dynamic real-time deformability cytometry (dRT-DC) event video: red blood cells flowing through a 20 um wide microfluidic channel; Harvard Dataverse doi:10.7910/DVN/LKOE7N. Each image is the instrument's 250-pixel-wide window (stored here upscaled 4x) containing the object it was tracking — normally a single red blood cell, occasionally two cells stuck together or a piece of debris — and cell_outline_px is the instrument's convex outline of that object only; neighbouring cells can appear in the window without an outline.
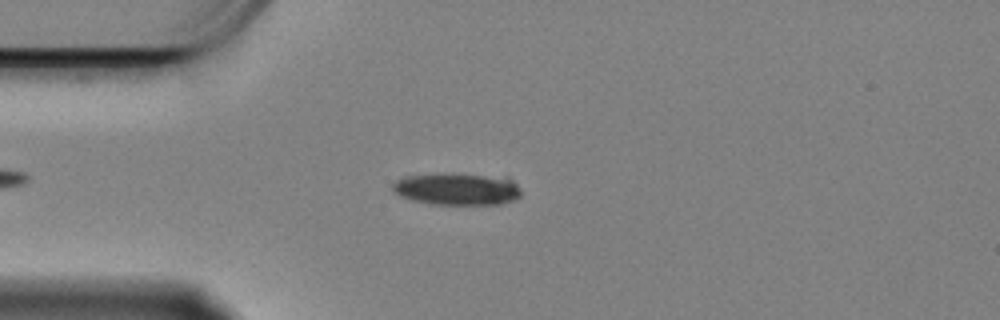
{"species": "Egyptian fruit bat (a non-hibernating species)", "species_latin": "Rousettus aegyptiacus", "temperature_condition": "cold", "stored_images_in_passage": 12, "camera_frame_rate_fps": 3000, "um_per_image_px": 0.085, "animal": {"sex": "female"}, "frame": {"image": 1, "passage_image": 8, "time_ms": 2.333, "image_size_px": [1000, 320], "cell_outline_px": [[520, 196], [516, 200], [500, 204], [432, 204], [412, 200], [400, 196], [392, 188], [392, 184], [396, 180], [404, 176], [508, 176], [516, 184], [520, 192]], "centroid_in_image_um": [38.9, 16.11], "position_along_channel_um": 46.1, "area_um2": 23.12}}